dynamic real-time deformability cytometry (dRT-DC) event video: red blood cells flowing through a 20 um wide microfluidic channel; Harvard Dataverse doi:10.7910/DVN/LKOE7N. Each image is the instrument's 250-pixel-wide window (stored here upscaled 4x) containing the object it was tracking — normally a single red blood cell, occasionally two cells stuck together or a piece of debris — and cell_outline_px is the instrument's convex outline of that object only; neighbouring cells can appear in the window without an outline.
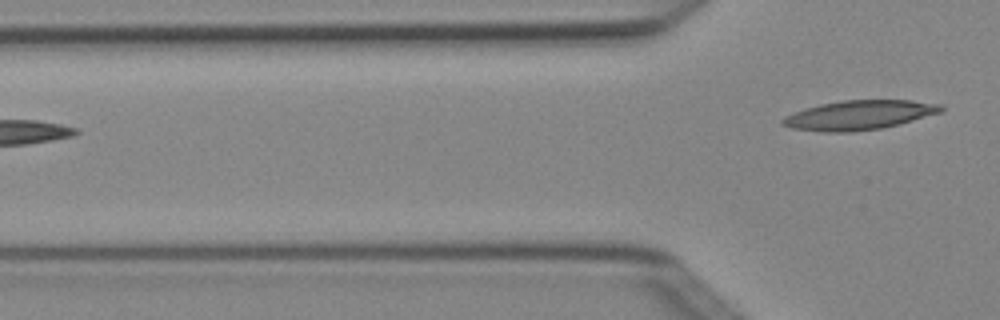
{"species": "Egyptian fruit bat (a non-hibernating species)", "species_latin": "Rousettus aegyptiacus", "temperature_condition": "cold", "stored_images_in_passage": 5, "camera_frame_rate_fps": 3000, "um_per_image_px": 0.085, "animal": {"sex": "female"}, "frame": {"image": 1, "passage_image": 5, "time_ms": 1.333, "image_size_px": [1000, 320], "cell_outline_px": [[944, 108], [940, 112], [912, 120], [880, 128], [852, 132], [824, 132], [792, 128], [780, 124], [780, 120], [784, 116], [804, 108], [820, 104], [840, 100], [912, 100], [940, 104]], "centroid_in_image_um": [72.95, 9.77], "position_along_channel_um": 52.8, "area_um2": 26.99}}